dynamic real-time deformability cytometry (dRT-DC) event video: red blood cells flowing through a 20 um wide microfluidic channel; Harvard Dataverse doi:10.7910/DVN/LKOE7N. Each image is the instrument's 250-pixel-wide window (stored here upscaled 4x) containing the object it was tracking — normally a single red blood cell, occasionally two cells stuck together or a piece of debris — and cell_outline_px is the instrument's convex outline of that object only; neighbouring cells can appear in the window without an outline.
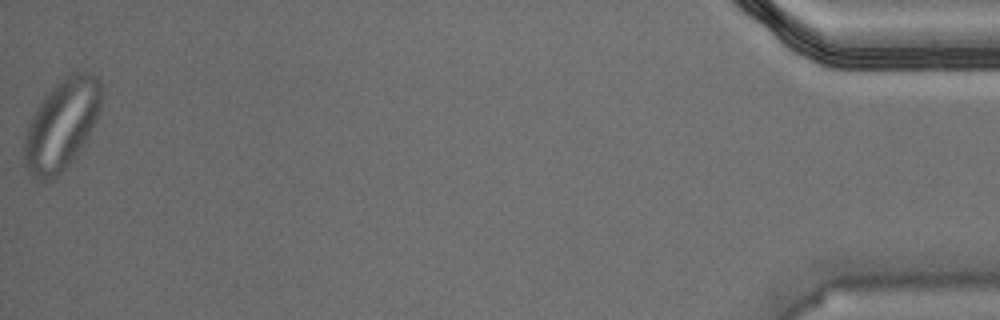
{"species": "Egyptian fruit bat (a non-hibernating species)", "species_latin": "Rousettus aegyptiacus", "temperature_condition": "warm", "stored_images_in_passage": 32, "camera_frame_rate_fps": 3000, "um_per_image_px": 0.085, "animal": {"sex": "male"}, "frame": {"image": 1, "passage_image": 32, "time_ms": 10.333, "image_size_px": [1000, 320], "cell_outline_px": [[104, 96], [88, 144], [52, 180], [40, 180], [32, 176], [24, 164], [24, 140], [28, 124], [36, 108], [48, 92], [60, 80], [72, 72], [88, 72], [96, 76], [100, 80], [104, 88]], "centroid_in_image_um": [5.3, 10.58], "position_along_channel_um": 429.9, "area_um2": 41.21}}